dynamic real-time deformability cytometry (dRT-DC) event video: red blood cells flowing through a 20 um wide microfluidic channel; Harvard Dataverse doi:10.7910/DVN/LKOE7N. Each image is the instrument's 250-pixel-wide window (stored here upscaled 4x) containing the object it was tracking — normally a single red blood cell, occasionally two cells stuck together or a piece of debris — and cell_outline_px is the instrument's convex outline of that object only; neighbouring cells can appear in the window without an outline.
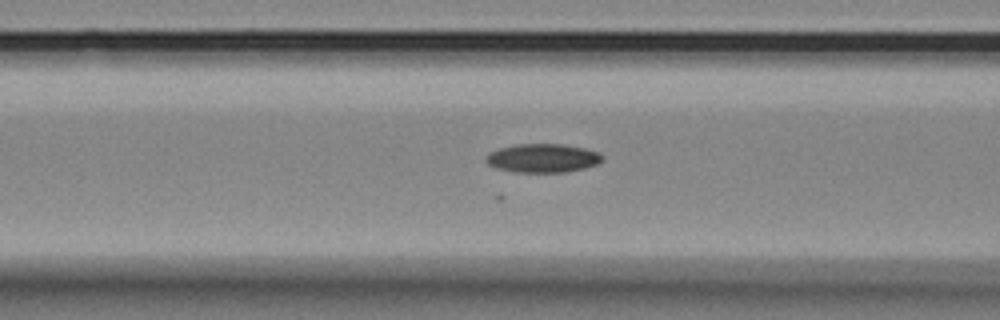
{"species": "Egyptian fruit bat (a non-hibernating species)", "species_latin": "Rousettus aegyptiacus", "temperature_condition": "room temperature", "stored_images_in_passage": 33, "camera_frame_rate_fps": 3000, "um_per_image_px": 0.085, "animal": {"sex": "female"}, "frame": {"image": 1, "passage_image": 8, "time_ms": 2.333, "image_size_px": [1000, 320], "cell_outline_px": [[604, 160], [596, 164], [584, 168], [564, 172], [516, 172], [496, 168], [488, 164], [484, 160], [484, 156], [488, 152], [500, 148], [516, 144], [564, 144], [584, 148], [600, 152], [604, 156]], "centroid_in_image_um": [46.12, 13.43], "position_along_channel_um": 120.5, "area_um2": 19.65}}
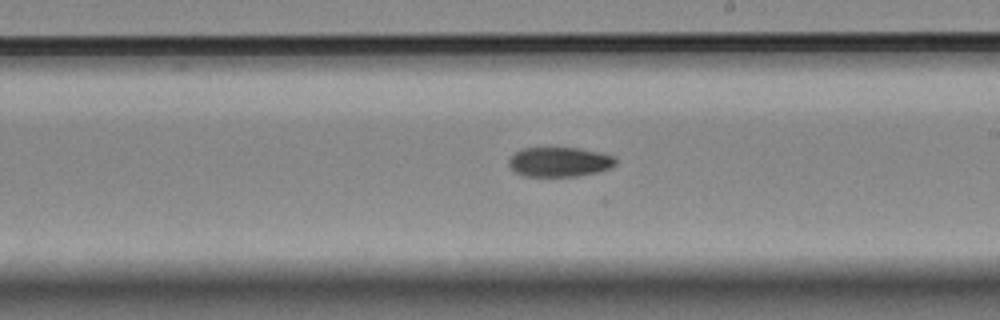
{"frame": {"image": 2, "passage_image": 18, "time_ms": 5.667, "image_size_px": [1000, 320], "cell_outline_px": [[616, 164], [608, 168], [596, 172], [576, 176], [524, 176], [512, 172], [508, 164], [508, 160], [520, 148], [580, 148], [600, 152], [616, 156]], "centroid_in_image_um": [47.52, 13.76], "position_along_channel_um": 241.5, "area_um2": 18.55}}
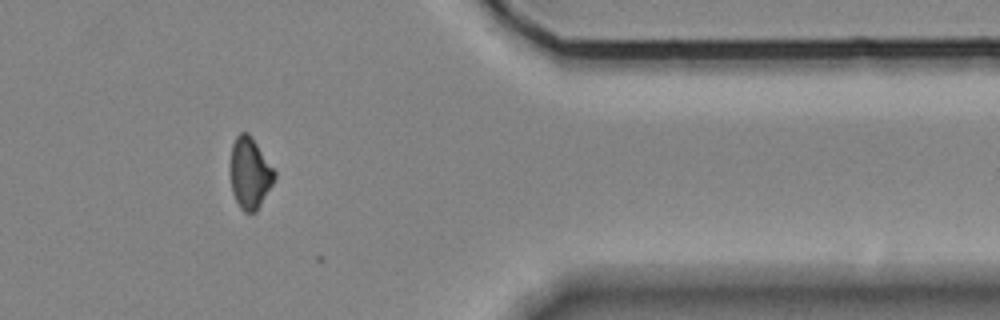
{"frame": {"image": 3, "passage_image": 32, "time_ms": 10.333, "image_size_px": [1000, 320], "cell_outline_px": [[276, 176], [272, 184], [256, 212], [244, 212], [240, 208], [232, 192], [232, 144], [236, 136], [240, 132], [248, 132], [252, 136], [276, 172]], "centroid_in_image_um": [21.26, 14.7], "position_along_channel_um": 390.1, "area_um2": 17.98}}